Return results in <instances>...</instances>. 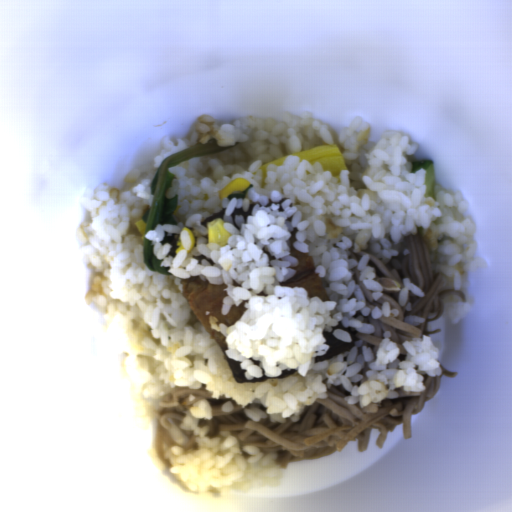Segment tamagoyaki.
Segmentation results:
<instances>
[{"label": "tamagoyaki", "instance_id": "81b7327e", "mask_svg": "<svg viewBox=\"0 0 512 512\" xmlns=\"http://www.w3.org/2000/svg\"><path fill=\"white\" fill-rule=\"evenodd\" d=\"M298 157V161H307L310 164H315L317 162H321L324 167V172H331L332 177L336 178L340 183V171L346 170L349 171L345 159L341 150L334 145H325V146H315L303 151H299L275 160H272L262 166H260L262 171V188L266 186L265 177L267 176L268 165H277L282 166L285 164V160L290 157Z\"/></svg>", "mask_w": 512, "mask_h": 512}]
</instances>
